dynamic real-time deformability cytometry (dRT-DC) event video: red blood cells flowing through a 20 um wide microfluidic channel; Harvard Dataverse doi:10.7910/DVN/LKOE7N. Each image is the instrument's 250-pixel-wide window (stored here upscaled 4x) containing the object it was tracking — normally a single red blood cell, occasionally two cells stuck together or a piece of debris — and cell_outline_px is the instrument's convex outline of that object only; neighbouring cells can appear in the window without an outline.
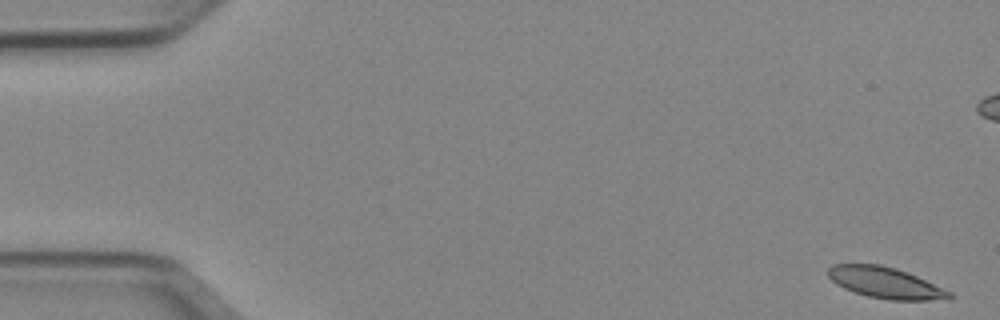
{"species": "Egyptian fruit bat (a non-hibernating species)", "species_latin": "Rousettus aegyptiacus", "temperature_condition": "cold", "stored_images_in_passage": 52, "camera_frame_rate_fps": 3000, "um_per_image_px": 0.085, "animal": {"sex": "female"}, "frame": {"image": 1, "passage_image": 1, "time_ms": 0.0, "image_size_px": [1000, 320], "cell_outline_px": [[956, 296], [952, 300], [888, 300], [868, 296], [844, 288], [836, 284], [828, 276], [828, 268], [832, 264], [880, 264], [896, 268], [916, 276], [952, 292]], "centroid_in_image_um": [75.31, 24.04], "position_along_channel_um": 9.7, "area_um2": 22.08}}
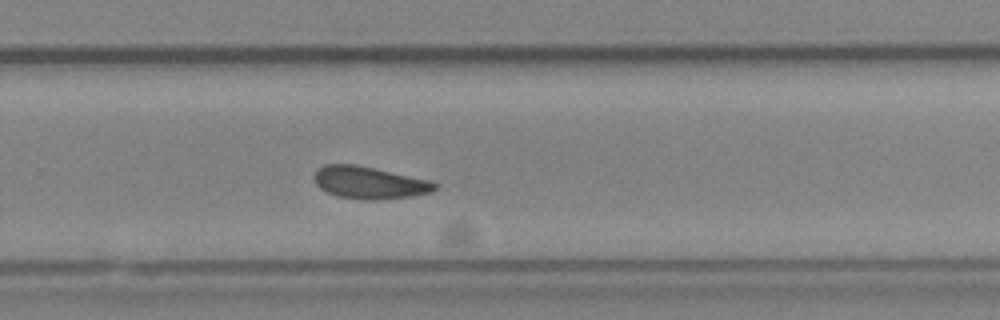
{"frame": {"image": 2, "passage_image": 34, "time_ms": 11.0, "image_size_px": [1000, 320], "cell_outline_px": [[440, 184], [432, 192], [408, 196], [376, 200], [364, 200], [336, 196], [320, 188], [316, 184], [312, 176], [316, 168], [324, 164], [356, 164], [432, 180]], "centroid_in_image_um": [31.38, 15.51], "position_along_channel_um": 298.4, "area_um2": 23.0}}
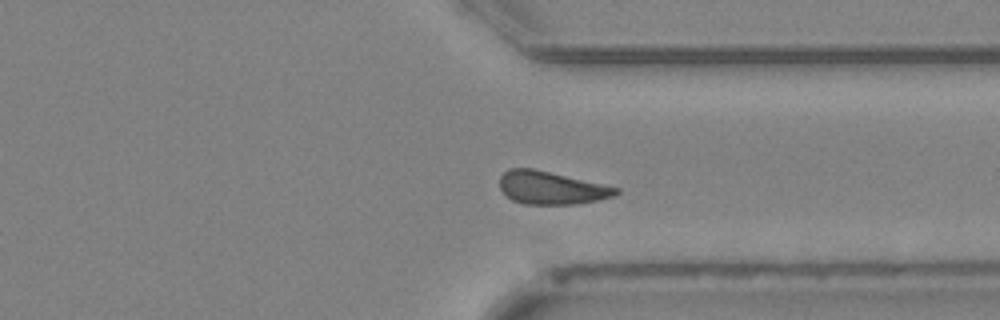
{"frame": {"image": 3, "passage_image": 39, "time_ms": 12.667, "image_size_px": [1000, 320], "cell_outline_px": [[620, 192], [616, 196], [576, 204], [524, 204], [512, 200], [500, 188], [500, 176], [508, 168], [532, 168], [620, 188]], "centroid_in_image_um": [46.86, 15.97], "position_along_channel_um": 364.5, "area_um2": 22.14}, "authors_computed_cell_mechanics": {"area_um2": 22.5709, "velocity_mm_per_s": 3.9071, "shape_relaxation_time_tau1_ms": 4.4797, "shape_relaxation_time_tau2_ms": 8.4716, "deformation_change_tau1": 0.102, "deformation_change_tau2": 0.1511}}